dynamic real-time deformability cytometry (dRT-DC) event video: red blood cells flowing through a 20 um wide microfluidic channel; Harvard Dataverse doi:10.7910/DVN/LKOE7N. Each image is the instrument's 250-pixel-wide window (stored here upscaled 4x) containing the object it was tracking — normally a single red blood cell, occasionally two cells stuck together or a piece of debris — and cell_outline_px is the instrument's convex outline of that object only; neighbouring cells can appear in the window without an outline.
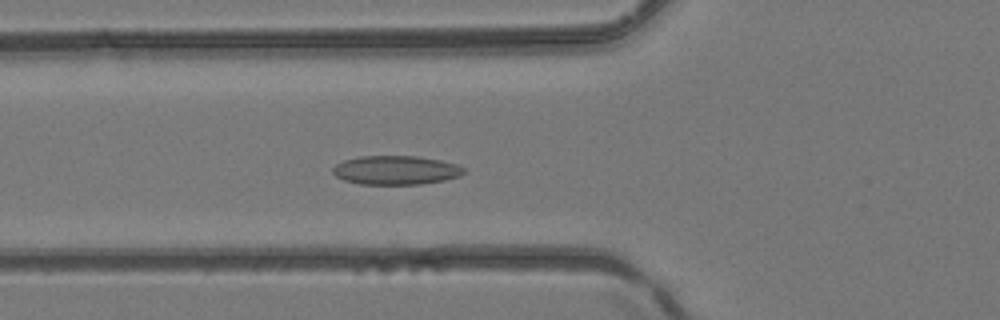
{"species": "common noctule bat (a hibernating species)", "species_latin": "Nyctalus noctula", "temperature_condition": "room temperature", "stored_images_in_passage": 44, "camera_frame_rate_fps": 3000, "um_per_image_px": 0.085, "animal": {"sex": "female", "body_mass_g": 24.6, "forearm_length_mm": 56.2}, "frame": {"image": 1, "passage_image": 17, "time_ms": 5.333, "image_size_px": [1000, 320], "cell_outline_px": [[464, 172], [460, 176], [444, 180], [420, 184], [360, 184], [344, 180], [336, 176], [332, 172], [332, 168], [336, 164], [344, 160], [360, 156], [416, 156], [440, 160], [456, 164], [464, 168]], "centroid_in_image_um": [33.63, 14.46], "position_along_channel_um": 92.2, "area_um2": 22.02}}
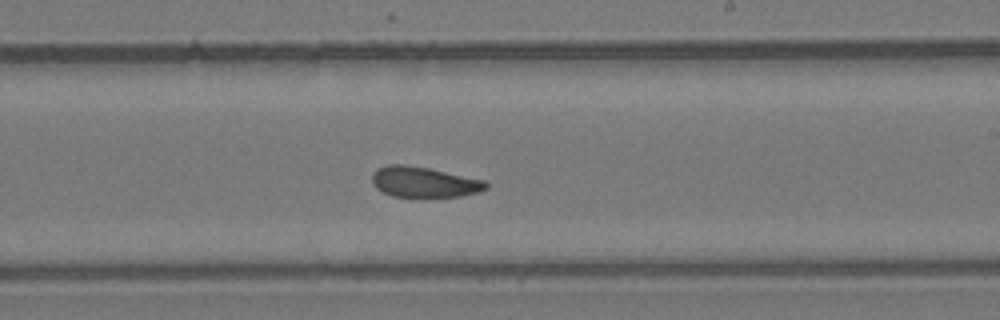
{"frame": {"image": 2, "passage_image": 27, "time_ms": 8.667, "image_size_px": [1000, 320], "cell_outline_px": [[488, 188], [476, 192], [460, 196], [392, 196], [376, 188], [372, 184], [372, 176], [380, 168], [388, 164], [404, 164], [428, 168], [484, 180], [488, 184]], "centroid_in_image_um": [36.03, 15.46], "position_along_channel_um": 253.0, "area_um2": 19.83}}
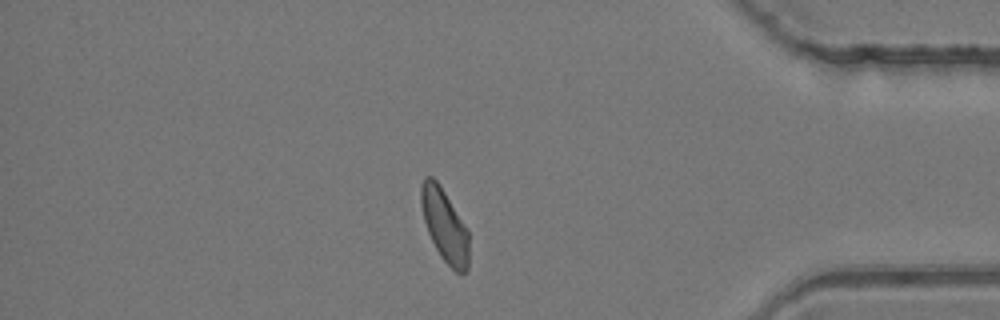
{"frame": {"image": 3, "passage_image": 38, "time_ms": 12.333, "image_size_px": [1000, 320], "cell_outline_px": [[468, 268], [460, 276], [440, 256], [428, 232], [424, 220], [420, 204], [420, 188], [424, 176], [432, 176], [440, 184], [468, 228]], "centroid_in_image_um": [37.79, 19.13], "position_along_channel_um": 397.4, "area_um2": 20.46}}